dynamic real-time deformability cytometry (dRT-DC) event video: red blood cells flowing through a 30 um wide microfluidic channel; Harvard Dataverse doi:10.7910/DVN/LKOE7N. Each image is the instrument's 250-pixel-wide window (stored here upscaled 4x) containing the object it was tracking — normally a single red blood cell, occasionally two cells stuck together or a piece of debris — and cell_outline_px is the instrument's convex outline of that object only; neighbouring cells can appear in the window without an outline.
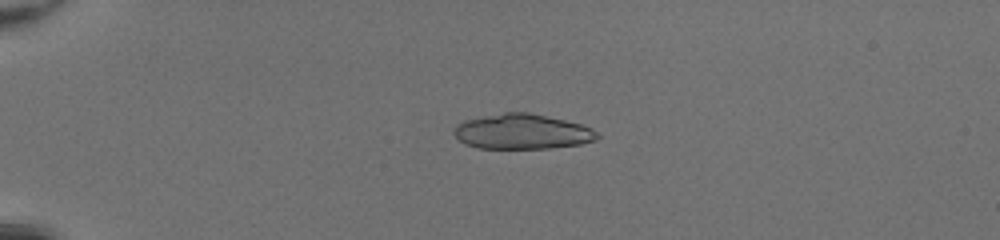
{"species": "common noctule bat (a hibernating species)", "species_latin": "Nyctalus noctula", "temperature_condition": "room temperature", "stored_images_in_passage": 43, "camera_frame_rate_fps": 3000, "um_per_image_px": 0.085, "animal": {"sex": "female", "body_mass_g": 20.0, "forearm_length_mm": 54.0}, "frame": {"image": 1, "passage_image": 7, "time_ms": 2.0, "image_size_px": [1000, 240], "cell_outline_px": [[600, 136], [596, 140], [580, 144], [548, 148], [476, 148], [464, 144], [452, 132], [456, 124], [464, 120], [504, 112], [528, 112], [564, 120], [580, 124], [592, 128]], "centroid_in_image_um": [44.36, 11.19], "position_along_channel_um": 40.6, "area_um2": 29.25}}
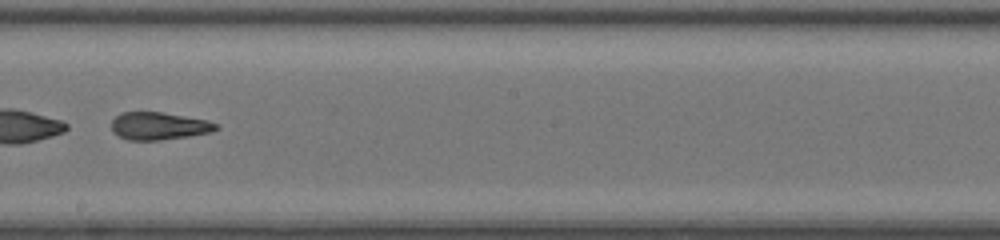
{"frame": {"image": 2, "passage_image": 25, "time_ms": 8.0, "image_size_px": [1000, 240], "cell_outline_px": [[220, 128], [212, 132], [188, 136], [160, 140], [128, 140], [112, 132], [112, 120], [120, 112], [160, 112], [208, 120], [220, 124]], "centroid_in_image_um": [13.53, 10.71], "position_along_channel_um": 234.7, "area_um2": 16.88}, "authors_computed_cell_mechanics": {"area_um2": 19.2474, "velocity_mm_per_s": 4.3142, "shape_relaxation_time_tau1_ms": 9.9616, "shape_relaxation_time_tau2_ms": 1.1057, "deformation_change_tau1": 0.3282, "deformation_change_tau2": 0.089}}